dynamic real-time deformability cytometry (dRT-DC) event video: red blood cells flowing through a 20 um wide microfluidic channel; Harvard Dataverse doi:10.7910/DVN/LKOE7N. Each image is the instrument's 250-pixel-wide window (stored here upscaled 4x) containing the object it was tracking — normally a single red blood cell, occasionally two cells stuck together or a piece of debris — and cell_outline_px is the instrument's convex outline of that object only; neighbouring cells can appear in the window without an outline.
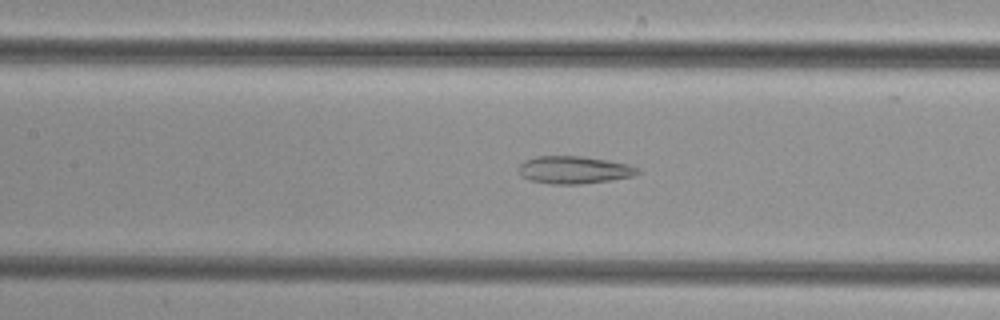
{"species": "common noctule bat (a hibernating species)", "species_latin": "Nyctalus noctula", "temperature_condition": "cold", "stored_images_in_passage": 46, "camera_frame_rate_fps": 3000, "um_per_image_px": 0.085, "animal": {"sex": "female", "body_mass_g": 29.2, "forearm_length_mm": 56.3}, "frame": {"image": 1, "passage_image": 23, "time_ms": 7.333, "image_size_px": [1000, 320], "cell_outline_px": [[640, 172], [632, 176], [608, 180], [580, 184], [552, 184], [528, 180], [520, 176], [520, 164], [524, 160], [536, 156], [580, 156], [608, 160], [628, 164], [640, 168]], "centroid_in_image_um": [48.78, 14.43], "position_along_channel_um": 158.6, "area_um2": 19.07}}
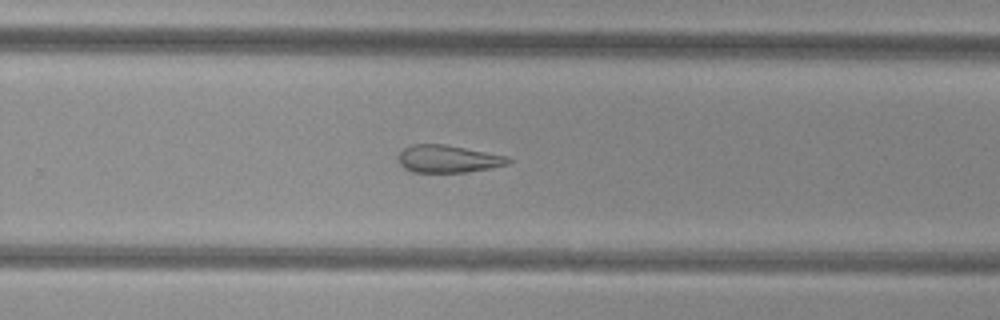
{"frame": {"image": 2, "passage_image": 33, "time_ms": 10.667, "image_size_px": [1000, 320], "cell_outline_px": [[512, 160], [508, 164], [468, 172], [412, 172], [404, 168], [400, 164], [400, 152], [404, 148], [412, 144], [444, 144], [508, 156]], "centroid_in_image_um": [38.09, 13.5], "position_along_channel_um": 291.7, "area_um2": 17.46}}
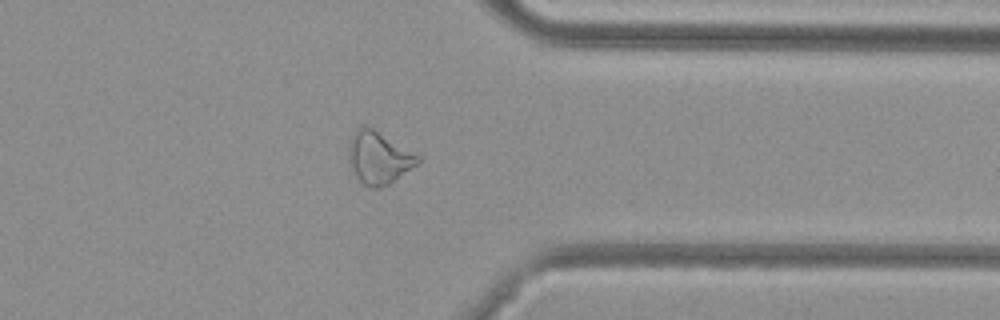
{"frame": {"image": 3, "passage_image": 40, "time_ms": 13.0, "image_size_px": [1000, 320], "cell_outline_px": [[420, 160], [416, 164], [388, 184], [376, 188], [372, 188], [364, 184], [356, 176], [352, 168], [348, 152], [348, 148], [352, 136], [356, 128], [364, 124], [372, 128], [420, 156]], "centroid_in_image_um": [32.16, 13.38], "position_along_channel_um": 379.2, "area_um2": 20.46}}